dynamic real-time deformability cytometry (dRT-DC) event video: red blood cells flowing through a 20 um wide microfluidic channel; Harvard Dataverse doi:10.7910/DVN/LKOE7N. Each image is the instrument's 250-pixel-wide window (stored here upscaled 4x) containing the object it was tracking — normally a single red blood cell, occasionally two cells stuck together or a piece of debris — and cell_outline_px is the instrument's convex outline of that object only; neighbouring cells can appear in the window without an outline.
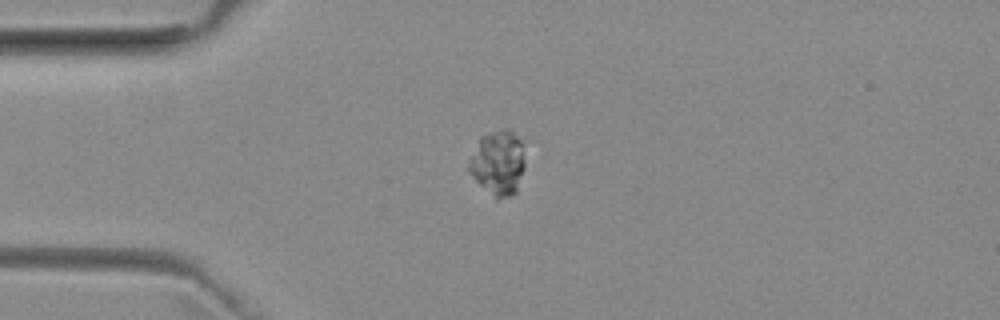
{"species": "common noctule bat (a hibernating species)", "species_latin": "Nyctalus noctula", "temperature_condition": "room temperature", "stored_images_in_passage": 15, "camera_frame_rate_fps": 3000, "um_per_image_px": 0.085, "animal": {"sex": "female", "body_mass_g": 29.2, "forearm_length_mm": 56.3}, "frame": {"image": 1, "passage_image": 12, "time_ms": 3.667, "image_size_px": [1000, 320], "cell_outline_px": [[524, 168], [516, 192], [512, 196], [496, 200], [468, 172], [468, 164], [480, 136], [504, 128], [508, 128], [524, 144]], "centroid_in_image_um": [42.35, 13.85], "position_along_channel_um": 42.6, "area_um2": 21.21}}